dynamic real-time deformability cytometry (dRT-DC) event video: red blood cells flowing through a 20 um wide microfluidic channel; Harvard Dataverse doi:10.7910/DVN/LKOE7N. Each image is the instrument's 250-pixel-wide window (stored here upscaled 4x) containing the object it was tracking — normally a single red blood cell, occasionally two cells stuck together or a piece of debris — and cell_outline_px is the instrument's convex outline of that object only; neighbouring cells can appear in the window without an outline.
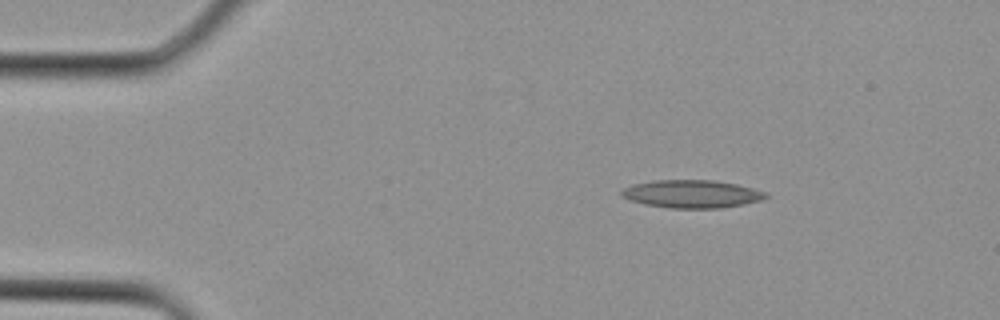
{"species": "Egyptian fruit bat (a non-hibernating species)", "species_latin": "Rousettus aegyptiacus", "temperature_condition": "cold", "stored_images_in_passage": 2, "camera_frame_rate_fps": 3000, "um_per_image_px": 0.085, "animal": {"sex": "female"}, "frame": {"image": 1, "passage_image": 1, "time_ms": 0.0, "image_size_px": [1000, 320], "cell_outline_px": [[768, 196], [764, 200], [744, 204], [720, 208], [668, 208], [644, 204], [628, 200], [620, 196], [620, 192], [624, 188], [632, 184], [652, 180], [712, 180], [736, 184], [752, 188], [764, 192]], "centroid_in_image_um": [58.76, 16.49], "position_along_channel_um": 26.2, "area_um2": 23.58}}